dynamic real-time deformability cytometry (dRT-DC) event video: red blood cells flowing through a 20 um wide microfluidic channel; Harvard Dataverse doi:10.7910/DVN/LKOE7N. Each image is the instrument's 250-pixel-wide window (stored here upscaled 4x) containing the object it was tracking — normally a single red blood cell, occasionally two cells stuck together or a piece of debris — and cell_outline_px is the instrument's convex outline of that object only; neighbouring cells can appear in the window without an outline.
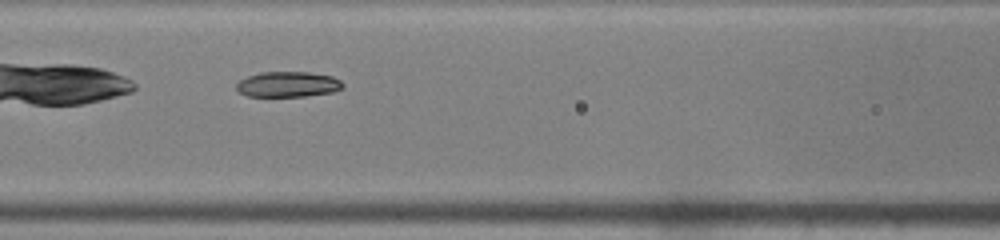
{"species": "common noctule bat (a hibernating species)", "species_latin": "Nyctalus noctula", "temperature_condition": "warm", "stored_images_in_passage": 25, "camera_frame_rate_fps": 3000, "um_per_image_px": 0.085, "animal": {"sex": "male", "body_mass_g": 19.0, "forearm_length_mm": 50.8}, "frame": {"image": 1, "passage_image": 6, "time_ms": 1.667, "image_size_px": [1000, 240], "cell_outline_px": [[344, 88], [332, 92], [304, 96], [248, 96], [240, 92], [236, 88], [236, 84], [240, 80], [248, 76], [260, 72], [308, 72], [332, 76], [340, 80], [344, 84]], "centroid_in_image_um": [24.49, 7.16], "position_along_channel_um": 142.1, "area_um2": 15.72}}
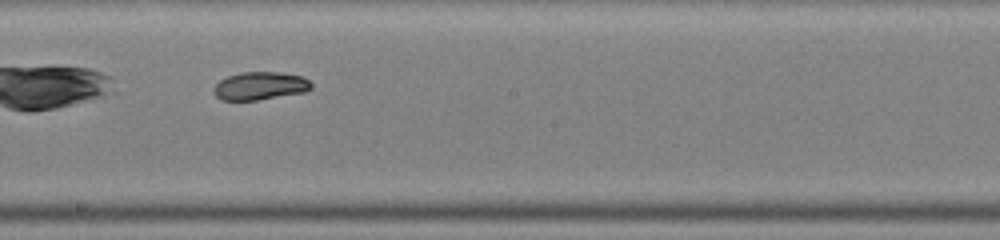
{"frame": {"image": 2, "passage_image": 12, "time_ms": 3.667, "image_size_px": [1000, 240], "cell_outline_px": [[312, 88], [304, 92], [256, 100], [220, 100], [216, 96], [212, 88], [220, 80], [228, 76], [240, 72], [280, 72], [304, 76], [312, 84]], "centroid_in_image_um": [22.1, 7.29], "position_along_channel_um": 226.1, "area_um2": 15.95}}
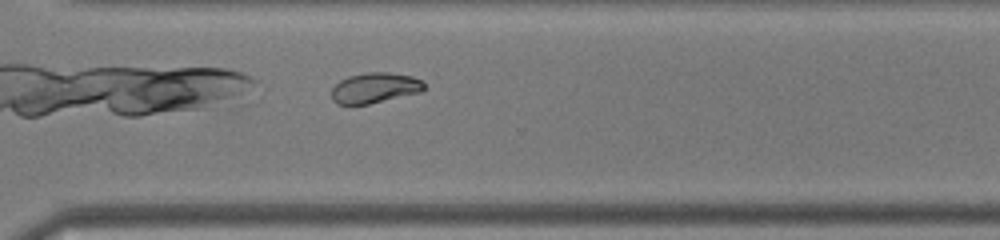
{"frame": {"image": 3, "passage_image": 20, "time_ms": 6.333, "image_size_px": [1000, 240], "cell_outline_px": [[424, 88], [420, 92], [368, 104], [336, 104], [332, 100], [332, 88], [340, 80], [348, 76], [368, 72], [388, 72], [412, 76], [420, 80], [424, 84]], "centroid_in_image_um": [31.83, 7.46], "position_along_channel_um": 338.8, "area_um2": 16.24}, "authors_computed_cell_mechanics": {"area_um2": 16.4152, "velocity_mm_per_s": 4.2169, "shape_relaxation_time_tau1_ms": 7.2141, "shape_relaxation_time_tau2_ms": 2.4918, "deformation_change_tau1": 0.1989, "deformation_change_tau2": 0.0539}}